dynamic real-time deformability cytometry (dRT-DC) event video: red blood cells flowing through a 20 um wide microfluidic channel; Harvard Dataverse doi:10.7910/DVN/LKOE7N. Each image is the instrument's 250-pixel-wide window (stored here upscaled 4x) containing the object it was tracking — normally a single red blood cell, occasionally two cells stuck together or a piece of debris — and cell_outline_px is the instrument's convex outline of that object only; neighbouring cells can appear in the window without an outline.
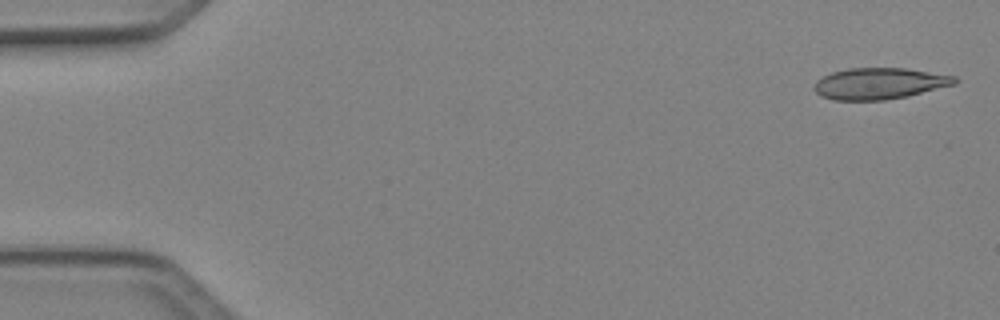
{"species": "Egyptian fruit bat (a non-hibernating species)", "species_latin": "Rousettus aegyptiacus", "temperature_condition": "cold", "stored_images_in_passage": 4, "camera_frame_rate_fps": 3000, "um_per_image_px": 0.085, "animal": {"sex": "female"}, "frame": {"image": 1, "passage_image": 1, "time_ms": 0.0, "image_size_px": [1000, 320], "cell_outline_px": [[960, 80], [956, 84], [908, 96], [884, 100], [832, 100], [820, 96], [812, 88], [816, 80], [832, 72], [848, 68], [904, 68], [956, 76]], "centroid_in_image_um": [74.74, 7.1], "position_along_channel_um": 10.3, "area_um2": 25.84}}
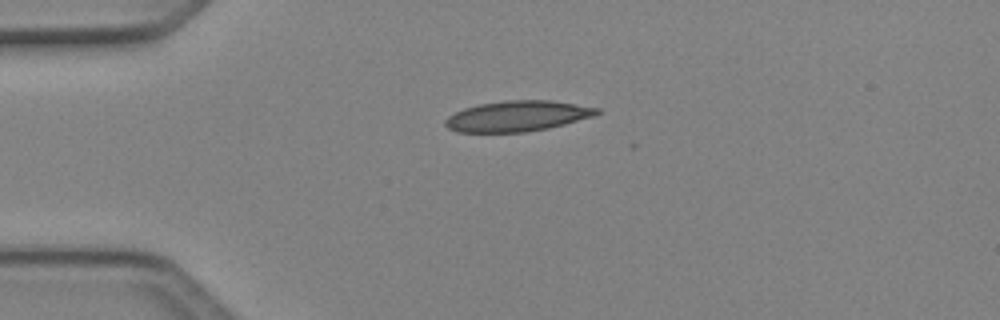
{"frame": {"image": 2, "passage_image": 3, "time_ms": 0.667, "image_size_px": [1000, 320], "cell_outline_px": [[604, 112], [596, 116], [548, 128], [524, 132], [456, 132], [448, 128], [444, 124], [444, 120], [448, 116], [464, 108], [480, 104], [508, 100], [552, 100], [600, 108]], "centroid_in_image_um": [44.02, 9.86], "position_along_channel_um": 41.0, "area_um2": 27.17}}